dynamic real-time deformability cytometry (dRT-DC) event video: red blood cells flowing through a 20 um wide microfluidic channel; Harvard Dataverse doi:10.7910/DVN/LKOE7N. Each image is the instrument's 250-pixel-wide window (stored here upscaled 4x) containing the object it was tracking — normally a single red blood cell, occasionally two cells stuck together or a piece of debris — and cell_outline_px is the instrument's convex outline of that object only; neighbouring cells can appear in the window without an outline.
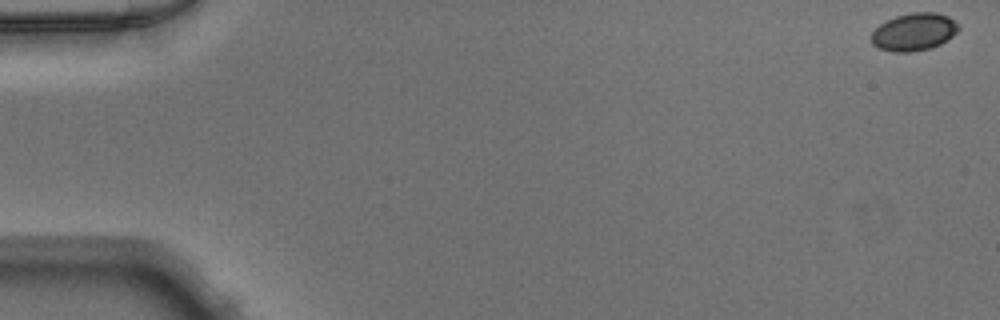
{"species": "Egyptian fruit bat (a non-hibernating species)", "species_latin": "Rousettus aegyptiacus", "temperature_condition": "warm", "stored_images_in_passage": 50, "camera_frame_rate_fps": 3000, "um_per_image_px": 0.085, "animal": {"sex": "male"}, "frame": {"image": 1, "passage_image": 1, "time_ms": 0.0, "image_size_px": [1000, 320], "cell_outline_px": [[960, 28], [952, 36], [940, 44], [932, 48], [908, 52], [892, 52], [880, 48], [872, 44], [872, 32], [880, 24], [896, 16], [912, 12], [936, 12], [948, 16]], "centroid_in_image_um": [77.68, 2.71], "position_along_channel_um": 7.3, "area_um2": 18.9}}
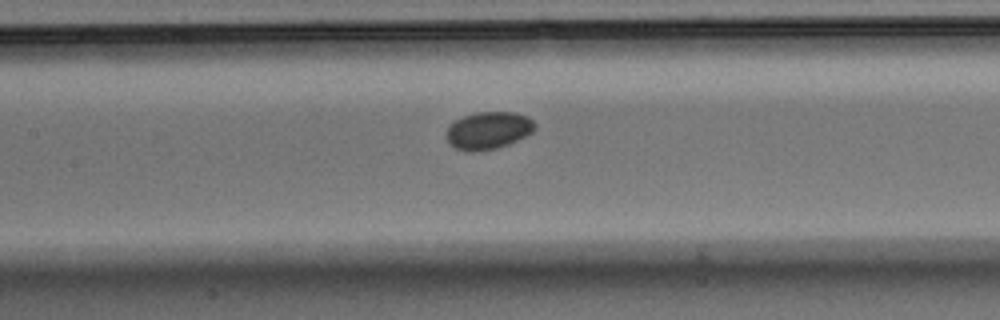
{"frame": {"image": 2, "passage_image": 24, "time_ms": 7.667, "image_size_px": [1000, 320], "cell_outline_px": [[536, 128], [532, 132], [508, 144], [496, 148], [476, 152], [468, 152], [456, 148], [448, 144], [444, 132], [456, 120], [464, 116], [476, 112], [516, 112], [528, 116], [536, 124]], "centroid_in_image_um": [41.49, 11.09], "position_along_channel_um": 165.9, "area_um2": 19.42}}
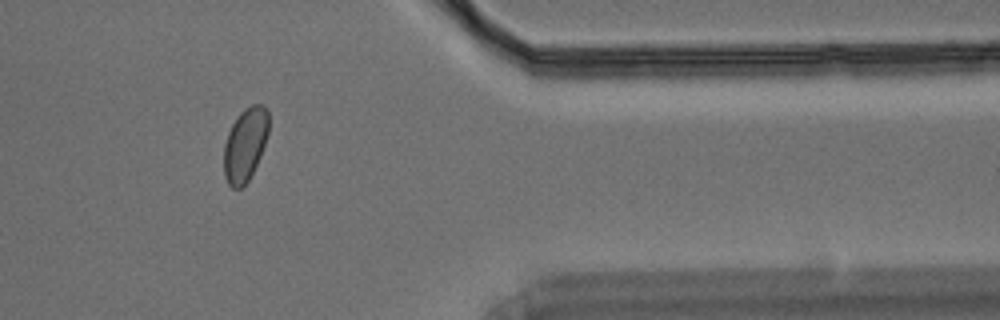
{"frame": {"image": 3, "passage_image": 42, "time_ms": 13.667, "image_size_px": [1000, 320], "cell_outline_px": [[268, 132], [260, 156], [248, 180], [240, 188], [232, 188], [228, 184], [224, 176], [224, 144], [228, 132], [236, 116], [244, 108], [252, 104], [264, 104], [268, 108]], "centroid_in_image_um": [20.83, 12.24], "position_along_channel_um": 390.6, "area_um2": 19.13}}